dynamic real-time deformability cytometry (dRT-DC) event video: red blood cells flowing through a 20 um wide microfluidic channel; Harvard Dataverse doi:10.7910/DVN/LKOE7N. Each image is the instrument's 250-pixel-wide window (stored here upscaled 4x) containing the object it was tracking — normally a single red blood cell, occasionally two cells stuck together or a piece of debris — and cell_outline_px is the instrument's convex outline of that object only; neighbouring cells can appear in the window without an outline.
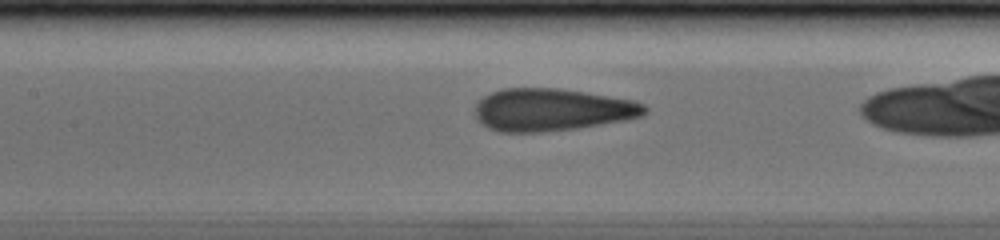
{"species": "human", "species_latin": "Homo sapiens", "temperature_condition": "cold", "stored_images_in_passage": 23, "camera_frame_rate_fps": 3000, "um_per_image_px": 0.085, "donor": {"sex": "male"}, "frame": {"image": 1, "passage_image": 6, "time_ms": 1.667, "image_size_px": [1000, 240], "cell_outline_px": [[648, 112], [644, 116], [624, 120], [576, 128], [540, 132], [500, 132], [488, 128], [476, 120], [476, 104], [484, 96], [492, 92], [504, 88], [556, 88], [584, 92], [632, 100], [644, 104], [648, 108]], "centroid_in_image_um": [46.91, 9.33], "position_along_channel_um": 160.5, "area_um2": 41.85}}
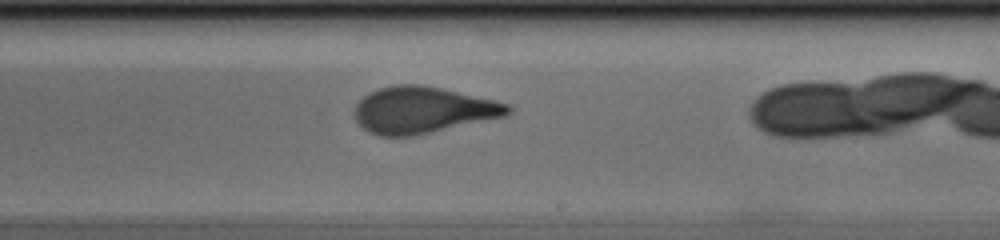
{"frame": {"image": 2, "passage_image": 13, "time_ms": 4.0, "image_size_px": [1000, 240], "cell_outline_px": [[516, 108], [508, 116], [412, 136], [380, 136], [368, 132], [356, 120], [356, 104], [368, 92], [380, 88], [396, 84], [420, 84], [440, 88], [496, 100], [508, 104]], "centroid_in_image_um": [35.99, 9.35], "position_along_channel_um": 253.0, "area_um2": 41.62}}
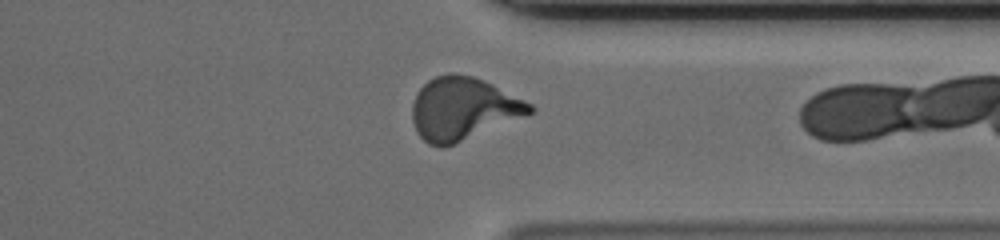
{"frame": {"image": 3, "passage_image": 22, "time_ms": 7.0, "image_size_px": [1000, 240], "cell_outline_px": [[536, 108], [532, 112], [452, 144], [440, 148], [428, 144], [416, 132], [412, 120], [412, 104], [416, 92], [428, 80], [436, 76], [448, 72], [472, 76], [484, 80], [532, 104]], "centroid_in_image_um": [39.29, 9.22], "position_along_channel_um": 372.1, "area_um2": 42.31}}